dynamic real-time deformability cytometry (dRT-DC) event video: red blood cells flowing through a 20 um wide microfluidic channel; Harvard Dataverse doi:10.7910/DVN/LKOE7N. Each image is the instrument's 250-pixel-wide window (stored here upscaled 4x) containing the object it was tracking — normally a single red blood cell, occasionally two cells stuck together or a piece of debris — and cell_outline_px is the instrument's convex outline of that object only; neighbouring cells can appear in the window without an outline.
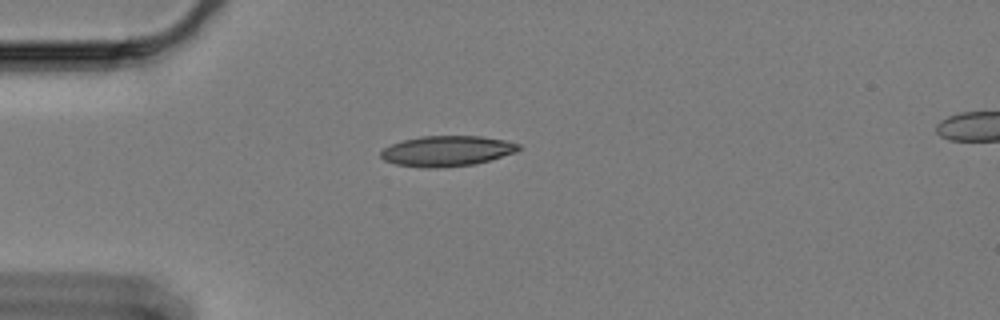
{"species": "Egyptian fruit bat (a non-hibernating species)", "species_latin": "Rousettus aegyptiacus", "temperature_condition": "cold", "stored_images_in_passage": 45, "camera_frame_rate_fps": 3000, "um_per_image_px": 0.085, "animal": {"sex": "female"}, "frame": {"image": 1, "passage_image": 1, "time_ms": 0.0, "image_size_px": [1000, 320], "cell_outline_px": [[520, 148], [516, 152], [476, 164], [440, 168], [420, 168], [396, 164], [384, 160], [380, 156], [380, 152], [384, 148], [392, 144], [404, 140], [420, 136], [480, 136], [504, 140], [520, 144]], "centroid_in_image_um": [37.98, 12.84], "position_along_channel_um": 47.0, "area_um2": 24.51}}
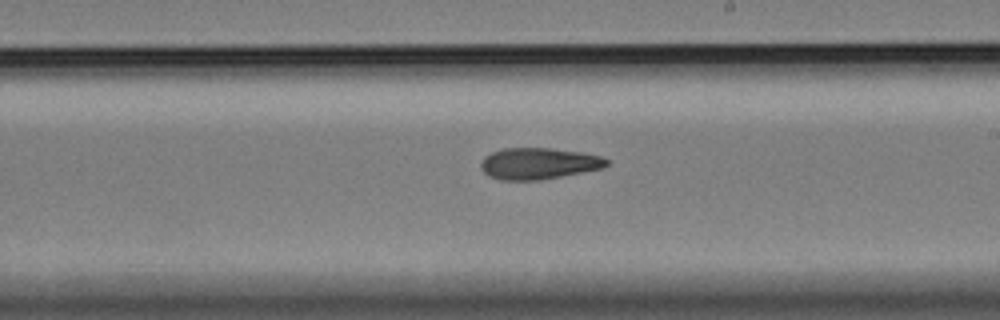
{"frame": {"image": 2, "passage_image": 20, "time_ms": 6.333, "image_size_px": [1000, 320], "cell_outline_px": [[612, 160], [604, 168], [540, 180], [500, 180], [488, 176], [480, 168], [480, 160], [484, 156], [492, 152], [504, 148], [552, 148], [580, 152], [600, 156]], "centroid_in_image_um": [45.77, 13.9], "position_along_channel_um": 243.2, "area_um2": 23.24}}
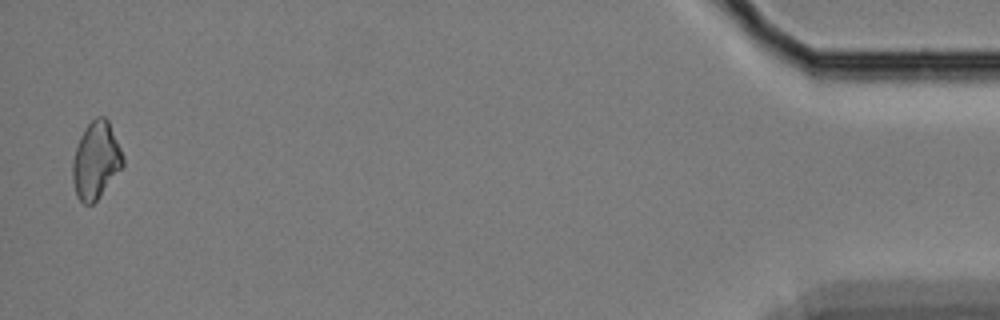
{"frame": {"image": 3, "passage_image": 44, "time_ms": 14.333, "image_size_px": [1000, 320], "cell_outline_px": [[124, 164], [100, 196], [92, 204], [84, 204], [76, 196], [72, 180], [72, 160], [80, 136], [84, 128], [96, 116], [104, 116], [108, 120], [124, 156]], "centroid_in_image_um": [8.14, 13.63], "position_along_channel_um": 427.1, "area_um2": 22.54}, "authors_computed_cell_mechanics": {"area_um2": 23.4668, "velocity_mm_per_s": 3.3425, "shape_relaxation_time_tau1_ms": null, "shape_relaxation_time_tau2_ms": 9.2015, "deformation_change_tau1": null, "deformation_change_tau2": 0.164}}